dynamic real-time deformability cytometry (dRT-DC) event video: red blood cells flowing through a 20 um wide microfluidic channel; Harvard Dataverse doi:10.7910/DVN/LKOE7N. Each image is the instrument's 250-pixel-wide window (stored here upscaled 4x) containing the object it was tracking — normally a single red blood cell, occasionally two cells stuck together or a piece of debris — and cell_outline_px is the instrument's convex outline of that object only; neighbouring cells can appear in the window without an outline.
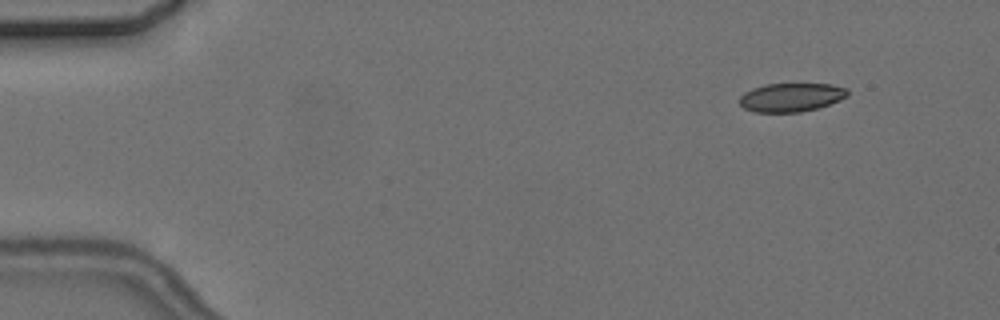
{"species": "common noctule bat (a hibernating species)", "species_latin": "Nyctalus noctula", "temperature_condition": "cold", "stored_images_in_passage": 6, "camera_frame_rate_fps": 3000, "um_per_image_px": 0.085, "animal": {"sex": "female", "body_mass_g": 24.6, "forearm_length_mm": 56.2}, "frame": {"image": 1, "passage_image": 1, "time_ms": 0.0, "image_size_px": [1000, 320], "cell_outline_px": [[848, 96], [840, 100], [816, 108], [800, 112], [752, 112], [744, 108], [740, 104], [740, 96], [744, 92], [752, 88], [764, 84], [832, 84], [848, 88]], "centroid_in_image_um": [67.24, 8.27], "position_along_channel_um": 17.8, "area_um2": 18.09}}
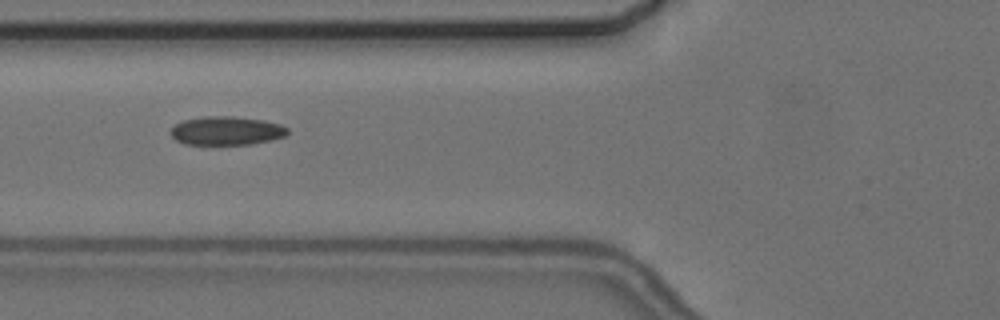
{"frame": {"image": 2, "passage_image": 5, "time_ms": 5.333, "image_size_px": [1000, 320], "cell_outline_px": [[288, 132], [284, 136], [268, 140], [248, 144], [184, 144], [176, 140], [172, 136], [172, 128], [176, 124], [184, 120], [204, 116], [232, 116], [264, 120], [280, 124], [288, 128]], "centroid_in_image_um": [19.25, 11.1], "position_along_channel_um": 106.6, "area_um2": 19.25}}
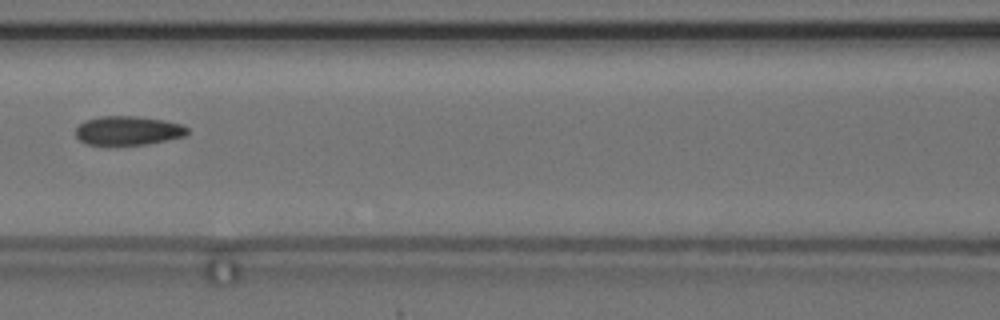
{"frame": {"image": 3, "passage_image": 6, "time_ms": 6.667, "image_size_px": [1000, 320], "cell_outline_px": [[188, 132], [184, 136], [168, 140], [148, 144], [108, 148], [84, 144], [76, 136], [76, 128], [84, 120], [100, 116], [136, 116], [164, 120], [180, 124], [188, 128]], "centroid_in_image_um": [10.82, 11.15], "position_along_channel_um": 155.8, "area_um2": 19.71}}